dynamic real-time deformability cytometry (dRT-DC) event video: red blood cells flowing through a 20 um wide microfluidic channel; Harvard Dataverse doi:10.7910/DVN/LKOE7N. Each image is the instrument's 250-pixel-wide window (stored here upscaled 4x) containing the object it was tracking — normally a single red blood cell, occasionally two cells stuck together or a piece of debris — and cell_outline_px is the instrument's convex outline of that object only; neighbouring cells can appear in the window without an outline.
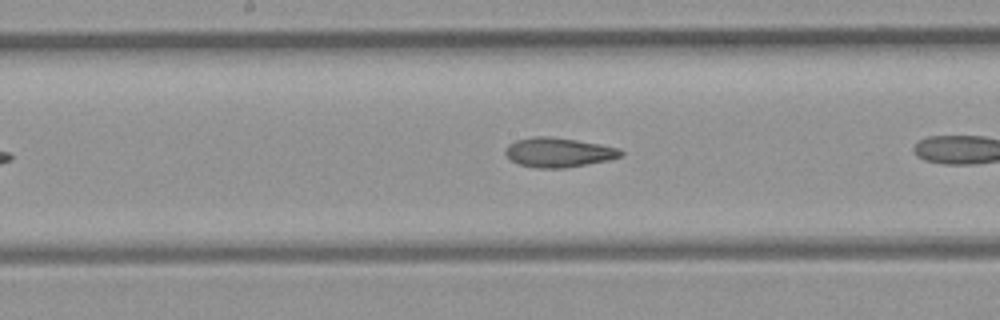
{"species": "common noctule bat (a hibernating species)", "species_latin": "Nyctalus noctula", "temperature_condition": "room temperature", "stored_images_in_passage": 13, "camera_frame_rate_fps": 3000, "um_per_image_px": 0.085, "animal": {"sex": "female", "body_mass_g": 21.9}, "frame": {"image": 1, "passage_image": 10, "time_ms": 3.0, "image_size_px": [1000, 320], "cell_outline_px": [[624, 156], [608, 160], [588, 164], [564, 168], [532, 168], [516, 164], [504, 152], [504, 148], [508, 144], [516, 140], [536, 136], [548, 136], [576, 140], [600, 144], [620, 148], [624, 152]], "centroid_in_image_um": [47.47, 12.96], "position_along_channel_um": 200.7, "area_um2": 20.06}}